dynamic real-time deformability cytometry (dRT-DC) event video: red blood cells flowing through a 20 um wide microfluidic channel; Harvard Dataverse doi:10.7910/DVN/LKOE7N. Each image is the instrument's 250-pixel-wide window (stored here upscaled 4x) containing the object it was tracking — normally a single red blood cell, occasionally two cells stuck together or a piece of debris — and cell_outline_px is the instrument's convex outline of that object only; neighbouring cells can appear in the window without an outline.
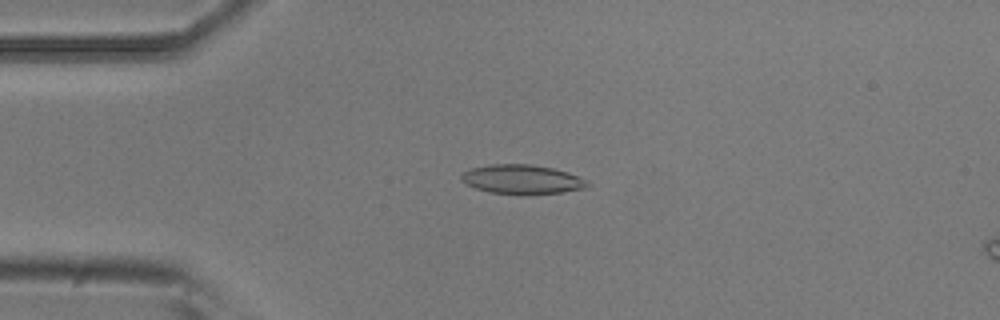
{"species": "common noctule bat (a hibernating species)", "species_latin": "Nyctalus noctula", "temperature_condition": "room temperature", "stored_images_in_passage": 8, "camera_frame_rate_fps": 3000, "um_per_image_px": 0.085, "animal": {"sex": "male", "body_mass_g": 20.5, "forearm_length_mm": 52.5}, "frame": {"image": 1, "passage_image": 3, "time_ms": 0.667, "image_size_px": [1000, 320], "cell_outline_px": [[588, 188], [560, 192], [492, 192], [476, 188], [464, 184], [460, 180], [460, 176], [464, 172], [472, 168], [492, 164], [528, 164], [552, 168], [568, 172], [588, 180]], "centroid_in_image_um": [44.36, 15.21], "position_along_channel_um": 40.6, "area_um2": 20.75}}
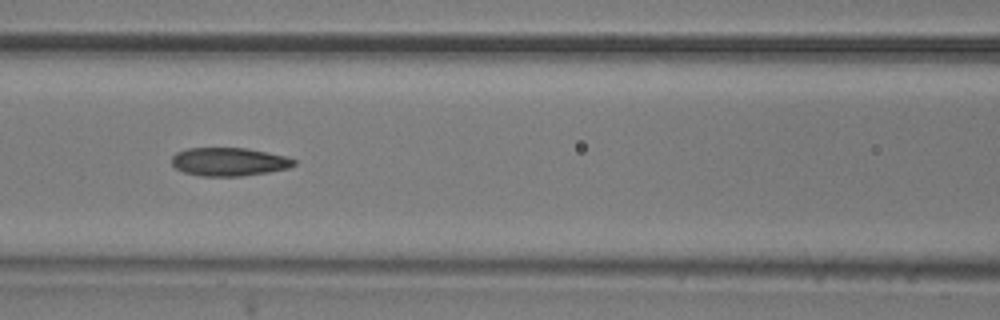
{"frame": {"image": 2, "passage_image": 6, "time_ms": 1.667, "image_size_px": [1000, 320], "cell_outline_px": [[296, 164], [288, 168], [268, 172], [244, 176], [200, 176], [184, 172], [176, 168], [172, 164], [172, 156], [176, 152], [188, 148], [248, 148], [284, 156], [296, 160]], "centroid_in_image_um": [19.45, 13.75], "position_along_channel_um": 147.1, "area_um2": 20.17}}
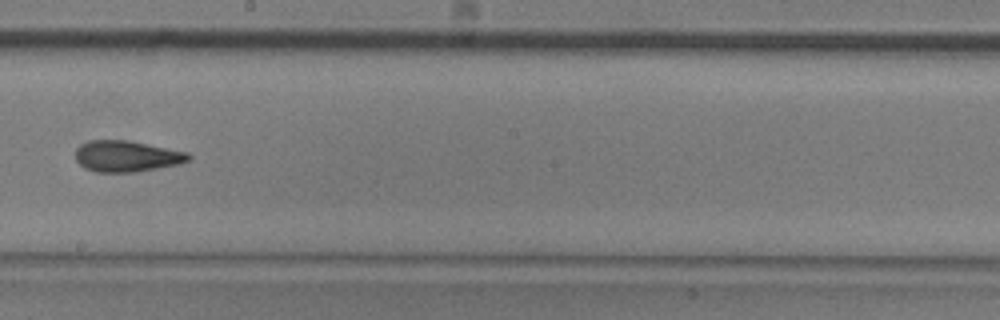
{"frame": {"image": 3, "passage_image": 8, "time_ms": 2.333, "image_size_px": [1000, 320], "cell_outline_px": [[192, 156], [188, 160], [180, 164], [136, 172], [96, 172], [84, 168], [76, 160], [76, 148], [80, 144], [88, 140], [128, 140], [188, 152]], "centroid_in_image_um": [10.76, 13.28], "position_along_channel_um": 237.4, "area_um2": 20.63}}